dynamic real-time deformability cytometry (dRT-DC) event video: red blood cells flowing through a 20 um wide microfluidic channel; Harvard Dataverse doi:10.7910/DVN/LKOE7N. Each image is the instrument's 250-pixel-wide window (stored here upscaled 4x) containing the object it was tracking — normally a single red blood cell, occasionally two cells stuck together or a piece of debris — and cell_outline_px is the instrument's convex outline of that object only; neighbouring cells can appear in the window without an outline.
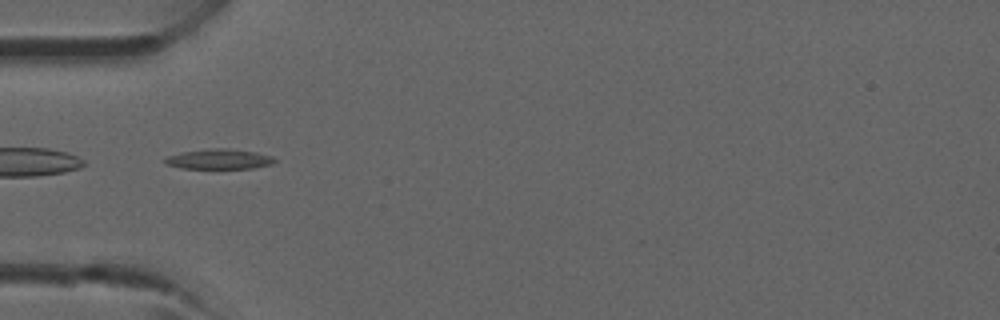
{"species": "common noctule bat (a hibernating species)", "species_latin": "Nyctalus noctula", "temperature_condition": "room temperature", "stored_images_in_passage": 2, "camera_frame_rate_fps": 3000, "um_per_image_px": 0.085, "animal": {"sex": "male", "forearm_length_mm": 52.5}, "frame": {"image": 1, "passage_image": 2, "time_ms": 1.0, "image_size_px": [1000, 320], "cell_outline_px": [[276, 160], [272, 164], [252, 168], [180, 168], [164, 164], [164, 156], [184, 152], [216, 148], [228, 148], [256, 152], [272, 156]], "centroid_in_image_um": [18.59, 13.52], "position_along_channel_um": 66.4, "area_um2": 12.77}}